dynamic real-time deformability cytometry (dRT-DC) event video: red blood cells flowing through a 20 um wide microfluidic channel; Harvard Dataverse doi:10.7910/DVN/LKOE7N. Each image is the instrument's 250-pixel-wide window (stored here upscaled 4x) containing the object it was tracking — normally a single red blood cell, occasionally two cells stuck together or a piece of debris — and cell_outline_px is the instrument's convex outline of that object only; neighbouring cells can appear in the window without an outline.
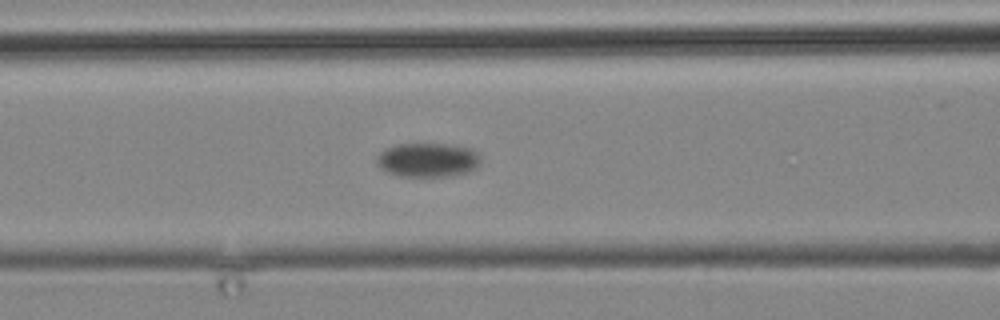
{"species": "common noctule bat (a hibernating species)", "species_latin": "Nyctalus noctula", "temperature_condition": "cold", "stored_images_in_passage": 7, "camera_frame_rate_fps": 3000, "um_per_image_px": 0.085, "animal": {"sex": "male", "body_mass_g": 19.2, "forearm_length_mm": 51.8}, "frame": {"image": 1, "passage_image": 7, "time_ms": 7.0, "image_size_px": [1000, 320], "cell_outline_px": [[480, 164], [476, 168], [464, 172], [444, 176], [400, 176], [388, 172], [380, 168], [376, 164], [376, 156], [384, 148], [396, 144], [452, 144], [472, 148], [480, 152]], "centroid_in_image_um": [36.35, 13.57], "position_along_channel_um": 130.2, "area_um2": 20.87}}